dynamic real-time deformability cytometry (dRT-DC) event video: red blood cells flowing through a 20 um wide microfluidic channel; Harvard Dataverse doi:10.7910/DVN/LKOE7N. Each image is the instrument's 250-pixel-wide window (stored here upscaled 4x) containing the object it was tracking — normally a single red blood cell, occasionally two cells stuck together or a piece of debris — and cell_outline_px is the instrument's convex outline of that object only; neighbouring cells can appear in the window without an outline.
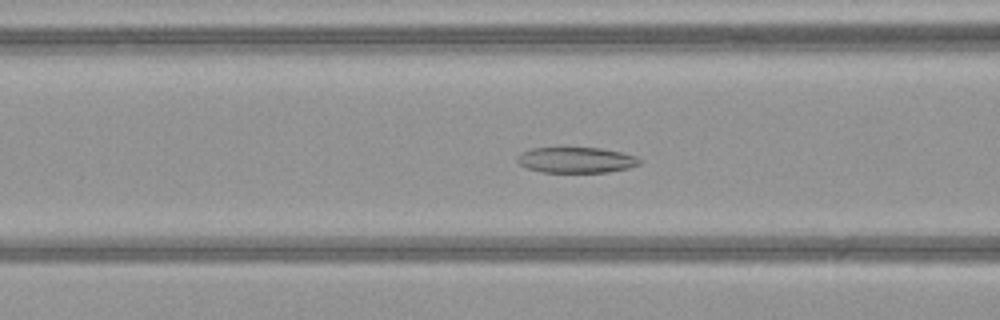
{"species": "common noctule bat (a hibernating species)", "species_latin": "Nyctalus noctula", "temperature_condition": "warm", "stored_images_in_passage": 52, "camera_frame_rate_fps": 3000, "um_per_image_px": 0.085, "animal": {"sex": "female", "body_mass_g": 21.9}, "frame": {"image": 1, "passage_image": 22, "time_ms": 7.0, "image_size_px": [1000, 320], "cell_outline_px": [[640, 164], [628, 168], [608, 172], [540, 172], [528, 168], [520, 164], [516, 160], [524, 152], [532, 148], [600, 148], [620, 152], [636, 156], [640, 160]], "centroid_in_image_um": [49.0, 13.61], "position_along_channel_um": 117.6, "area_um2": 18.03}}
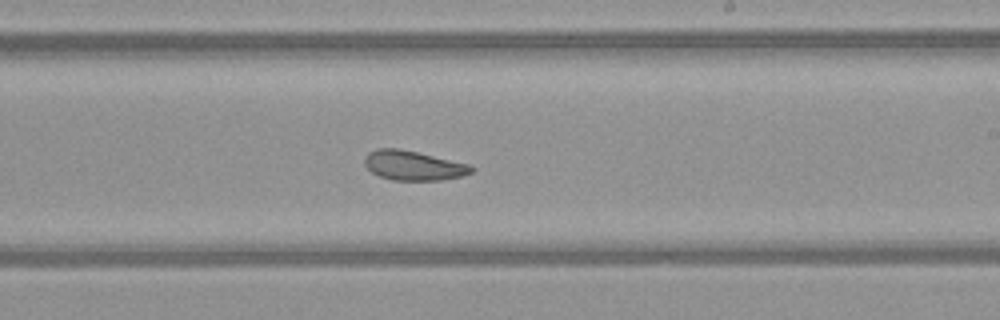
{"frame": {"image": 2, "passage_image": 32, "time_ms": 10.333, "image_size_px": [1000, 320], "cell_outline_px": [[476, 168], [472, 172], [464, 176], [444, 180], [392, 180], [380, 176], [372, 172], [364, 164], [364, 156], [368, 152], [376, 148], [400, 148], [468, 164]], "centroid_in_image_um": [35.13, 14.07], "position_along_channel_um": 253.9, "area_um2": 18.5}}
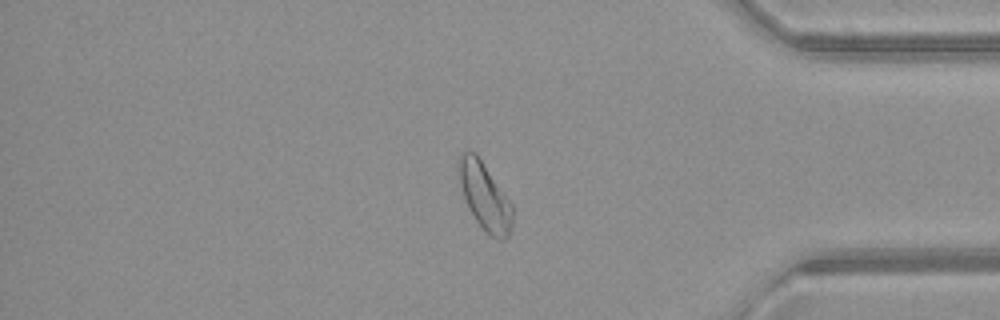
{"frame": {"image": 3, "passage_image": 44, "time_ms": 14.333, "image_size_px": [1000, 320], "cell_outline_px": [[512, 224], [508, 236], [504, 240], [500, 240], [484, 232], [472, 216], [468, 208], [460, 184], [460, 156], [468, 148], [476, 152], [512, 204]], "centroid_in_image_um": [41.21, 16.72], "position_along_channel_um": 394.0, "area_um2": 20.87}, "authors_computed_cell_mechanics": {"area_um2": 21.6461, "velocity_mm_per_s": 4.0888, "shape_relaxation_time_tau1_ms": null, "shape_relaxation_time_tau2_ms": 3.3451, "deformation_change_tau1": null, "deformation_change_tau2": 0.1038}}